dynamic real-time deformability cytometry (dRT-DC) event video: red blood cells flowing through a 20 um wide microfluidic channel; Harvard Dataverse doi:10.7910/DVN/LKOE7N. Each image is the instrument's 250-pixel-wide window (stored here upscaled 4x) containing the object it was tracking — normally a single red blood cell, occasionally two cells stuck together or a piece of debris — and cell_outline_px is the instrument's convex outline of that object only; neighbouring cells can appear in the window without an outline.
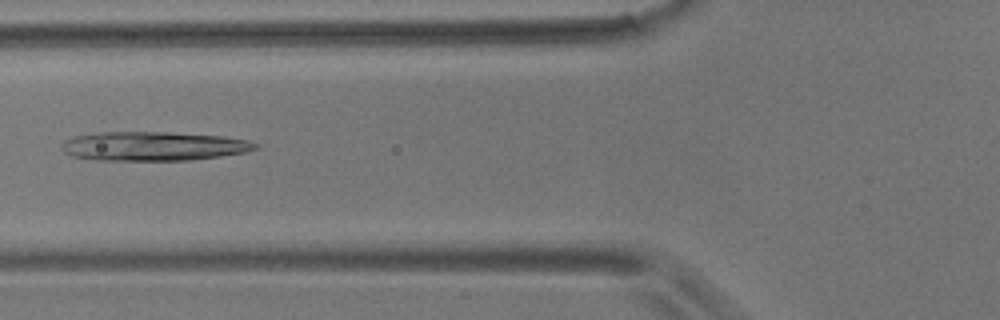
{"species": "common noctule bat (a hibernating species)", "species_latin": "Nyctalus noctula", "temperature_condition": "room temperature", "stored_images_in_passage": 9, "camera_frame_rate_fps": 3000, "um_per_image_px": 0.085, "animal": {"sex": "male", "body_mass_g": 17.9}, "frame": {"image": 1, "passage_image": 6, "time_ms": 6.667, "image_size_px": [1000, 320], "cell_outline_px": [[260, 148], [244, 152], [220, 156], [192, 160], [96, 160], [72, 156], [64, 152], [60, 148], [60, 144], [64, 140], [72, 136], [92, 132], [168, 132], [220, 136], [248, 140], [260, 144]], "centroid_in_image_um": [12.99, 12.42], "position_along_channel_um": 112.8, "area_um2": 33.12}}
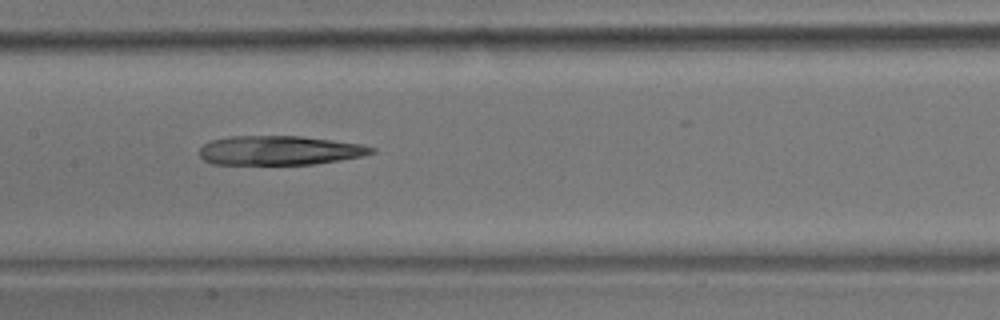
{"frame": {"image": 2, "passage_image": 8, "time_ms": 8.667, "image_size_px": [1000, 320], "cell_outline_px": [[376, 152], [364, 156], [316, 164], [212, 164], [204, 160], [200, 156], [200, 148], [204, 144], [212, 140], [228, 136], [300, 136], [332, 140], [360, 144], [376, 148]], "centroid_in_image_um": [23.78, 12.78], "position_along_channel_um": 183.6, "area_um2": 29.36}}
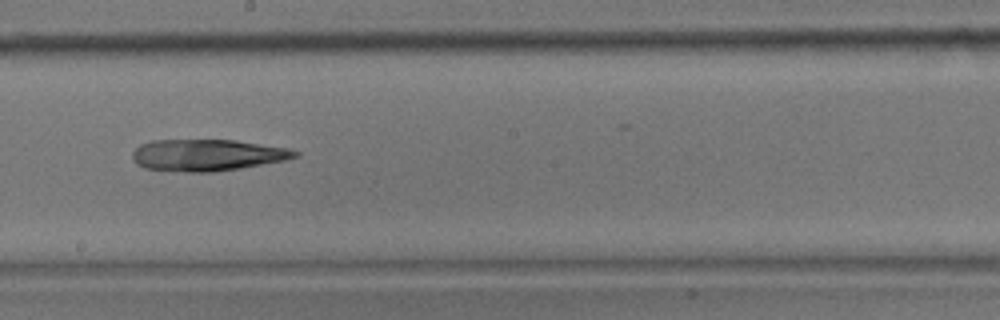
{"frame": {"image": 3, "passage_image": 9, "time_ms": 10.0, "image_size_px": [1000, 320], "cell_outline_px": [[300, 156], [284, 160], [240, 168], [216, 172], [188, 172], [144, 168], [136, 164], [132, 160], [132, 152], [140, 144], [152, 140], [236, 140], [288, 148], [300, 152]], "centroid_in_image_um": [17.6, 13.18], "position_along_channel_um": 230.6, "area_um2": 30.06}}